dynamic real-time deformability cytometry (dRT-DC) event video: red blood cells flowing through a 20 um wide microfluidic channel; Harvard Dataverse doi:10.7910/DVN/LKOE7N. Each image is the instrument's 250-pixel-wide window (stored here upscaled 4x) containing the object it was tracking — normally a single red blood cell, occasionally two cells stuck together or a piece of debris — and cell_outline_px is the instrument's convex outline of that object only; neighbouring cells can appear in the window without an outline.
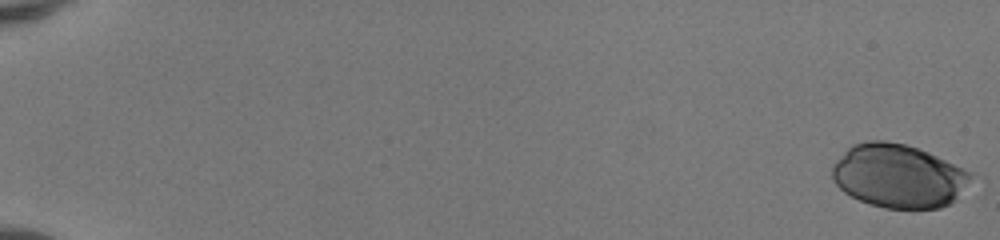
{"species": "human", "species_latin": "Homo sapiens", "temperature_condition": "room temperature", "stored_images_in_passage": 47, "camera_frame_rate_fps": 3000, "um_per_image_px": 0.085, "donor": {"sex": "female"}, "frame": {"image": 1, "passage_image": 1, "time_ms": 0.0, "image_size_px": [1000, 240], "cell_outline_px": [[972, 176], [952, 200], [948, 204], [940, 208], [884, 208], [860, 200], [844, 192], [836, 184], [832, 176], [832, 164], [852, 144], [864, 140], [884, 140], [904, 144], [928, 152], [972, 172]], "centroid_in_image_um": [76.31, 14.93], "position_along_channel_um": 8.7, "area_um2": 50.69}}
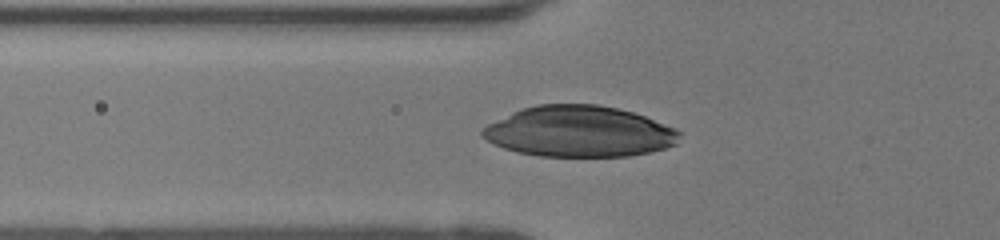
{"frame": {"image": 2, "passage_image": 21, "time_ms": 6.667, "image_size_px": [1000, 240], "cell_outline_px": [[680, 136], [676, 144], [664, 148], [648, 152], [628, 156], [540, 156], [520, 152], [504, 148], [488, 140], [480, 132], [488, 124], [520, 108], [536, 104], [596, 104], [616, 108], [632, 112], [644, 116], [676, 128], [680, 132]], "centroid_in_image_um": [49.24, 11.17], "position_along_channel_um": 76.6, "area_um2": 58.15}}
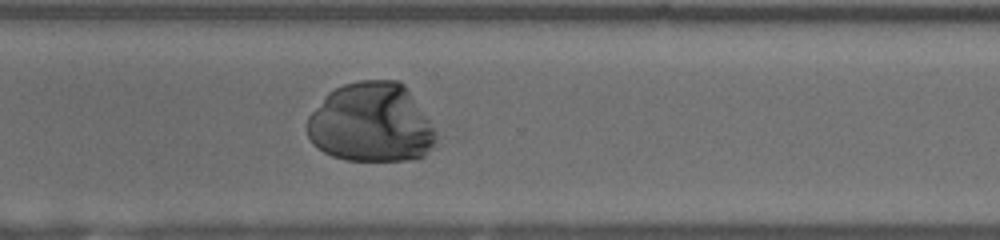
{"frame": {"image": 3, "passage_image": 40, "time_ms": 13.0, "image_size_px": [1000, 240], "cell_outline_px": [[444, 136], [436, 148], [424, 156], [408, 160], [344, 160], [332, 156], [324, 152], [312, 144], [308, 136], [308, 116], [324, 96], [328, 92], [344, 84], [360, 80], [396, 80], [404, 84]], "centroid_in_image_um": [31.66, 10.46], "position_along_channel_um": 338.9, "area_um2": 61.15}}